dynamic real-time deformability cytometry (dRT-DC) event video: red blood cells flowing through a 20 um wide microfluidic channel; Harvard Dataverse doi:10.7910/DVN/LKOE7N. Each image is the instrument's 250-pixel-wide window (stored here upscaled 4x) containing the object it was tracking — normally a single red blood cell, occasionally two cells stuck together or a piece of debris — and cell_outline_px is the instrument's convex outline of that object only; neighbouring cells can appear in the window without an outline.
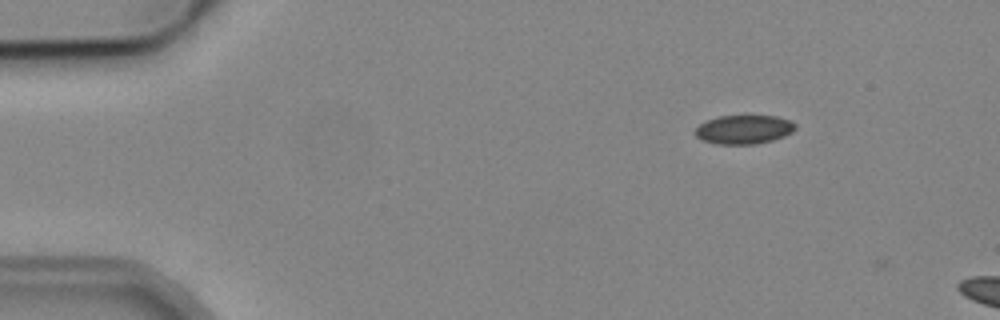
{"species": "common noctule bat (a hibernating species)", "species_latin": "Nyctalus noctula", "temperature_condition": "cold", "stored_images_in_passage": 2, "camera_frame_rate_fps": 3000, "um_per_image_px": 0.085, "animal": {"sex": "male", "body_mass_g": 19.2, "forearm_length_mm": 51.8}, "frame": {"image": 1, "passage_image": 1, "time_ms": 0.0, "image_size_px": [1000, 320], "cell_outline_px": [[796, 128], [792, 132], [784, 136], [772, 140], [756, 144], [716, 144], [700, 140], [696, 136], [696, 128], [700, 124], [708, 120], [720, 116], [776, 116], [788, 120], [796, 124]], "centroid_in_image_um": [63.23, 11.02], "position_along_channel_um": 21.8, "area_um2": 16.76}}